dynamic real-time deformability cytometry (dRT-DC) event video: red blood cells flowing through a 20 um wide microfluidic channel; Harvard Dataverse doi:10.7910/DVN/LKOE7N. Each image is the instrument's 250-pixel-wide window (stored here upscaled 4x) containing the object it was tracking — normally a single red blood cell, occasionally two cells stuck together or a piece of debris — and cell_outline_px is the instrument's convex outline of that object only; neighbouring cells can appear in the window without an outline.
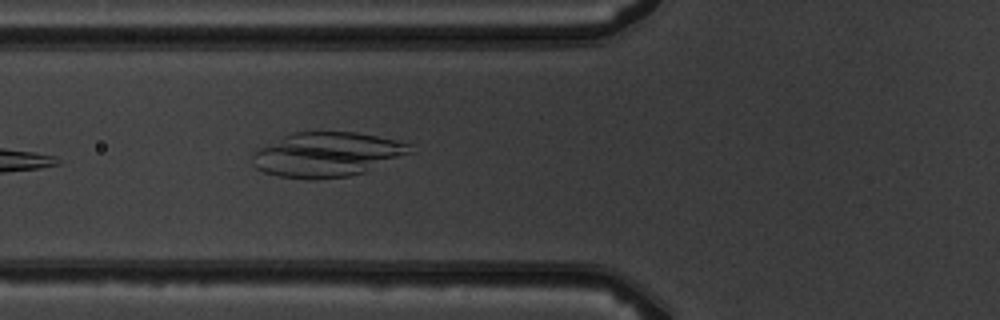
{"species": "common noctule bat (a hibernating species)", "species_latin": "Nyctalus noctula", "temperature_condition": "warm", "stored_images_in_passage": 5, "camera_frame_rate_fps": 3000, "um_per_image_px": 0.085, "animal": {"sex": "male", "body_mass_g": 19.5, "forearm_length_mm": 54.6}, "frame": {"image": 1, "passage_image": 5, "time_ms": 4.667, "image_size_px": [1000, 320], "cell_outline_px": [[412, 152], [364, 172], [348, 176], [316, 180], [308, 180], [280, 176], [264, 172], [256, 168], [252, 164], [252, 156], [260, 148], [292, 132], [356, 132], [400, 140], [412, 144]], "centroid_in_image_um": [27.81, 13.13], "position_along_channel_um": 98.0, "area_um2": 40.86}}